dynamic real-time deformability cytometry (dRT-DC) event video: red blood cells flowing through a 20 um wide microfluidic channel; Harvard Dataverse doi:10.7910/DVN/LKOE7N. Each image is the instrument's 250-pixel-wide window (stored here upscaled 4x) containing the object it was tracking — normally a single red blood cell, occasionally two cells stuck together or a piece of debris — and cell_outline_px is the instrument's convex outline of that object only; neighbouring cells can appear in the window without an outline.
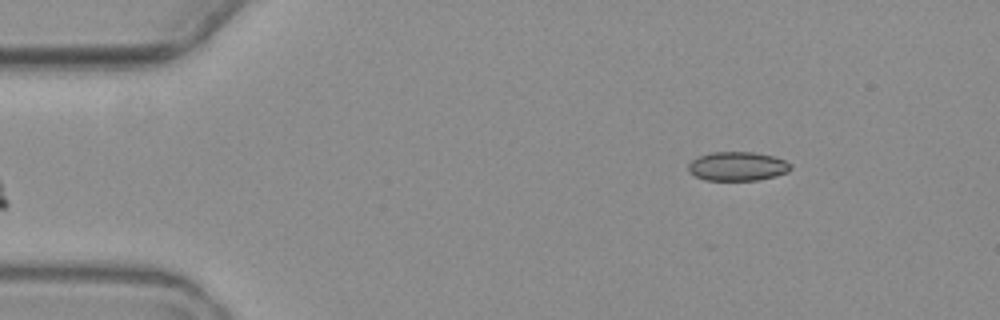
{"species": "common noctule bat (a hibernating species)", "species_latin": "Nyctalus noctula", "temperature_condition": "warm", "stored_images_in_passage": 3, "camera_frame_rate_fps": 3000, "um_per_image_px": 0.085, "animal": {"sex": "female", "body_mass_g": 19.3, "forearm_length_mm": 54.1}, "frame": {"image": 1, "passage_image": 3, "time_ms": 2.333, "image_size_px": [1000, 320], "cell_outline_px": [[792, 168], [788, 172], [776, 176], [756, 180], [704, 180], [688, 172], [688, 164], [696, 156], [712, 152], [752, 152], [772, 156], [784, 160], [792, 164]], "centroid_in_image_um": [62.67, 14.13], "position_along_channel_um": 22.3, "area_um2": 17.4}}